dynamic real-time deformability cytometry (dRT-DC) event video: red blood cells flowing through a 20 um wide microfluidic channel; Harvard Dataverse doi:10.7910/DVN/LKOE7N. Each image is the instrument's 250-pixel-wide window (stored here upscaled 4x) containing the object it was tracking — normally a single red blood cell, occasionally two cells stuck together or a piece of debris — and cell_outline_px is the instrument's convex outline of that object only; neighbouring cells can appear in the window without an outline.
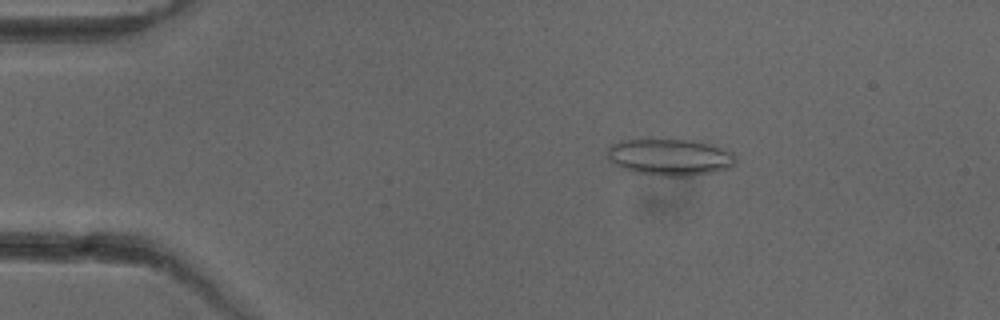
{"species": "common noctule bat (a hibernating species)", "species_latin": "Nyctalus noctula", "temperature_condition": "cold", "stored_images_in_passage": 51, "camera_frame_rate_fps": 3000, "um_per_image_px": 0.085, "animal": {"sex": "female"}, "frame": {"image": 1, "passage_image": 9, "time_ms": 2.667, "image_size_px": [1000, 320], "cell_outline_px": [[736, 164], [728, 168], [716, 172], [688, 176], [660, 176], [632, 172], [612, 164], [608, 156], [608, 148], [612, 144], [620, 140], [648, 136], [672, 136], [692, 140], [708, 144], [732, 152], [736, 156]], "centroid_in_image_um": [56.89, 13.3], "position_along_channel_um": 28.1, "area_um2": 28.84}}
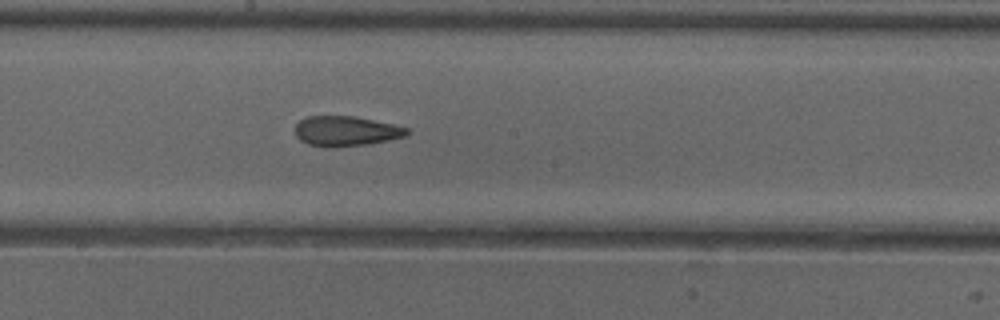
{"frame": {"image": 2, "passage_image": 28, "time_ms": 9.0, "image_size_px": [1000, 320], "cell_outline_px": [[408, 136], [368, 144], [328, 148], [324, 148], [308, 144], [300, 140], [296, 136], [296, 124], [300, 120], [308, 116], [356, 116], [392, 124], [408, 128]], "centroid_in_image_um": [29.4, 11.15], "position_along_channel_um": 218.8, "area_um2": 19.65}}
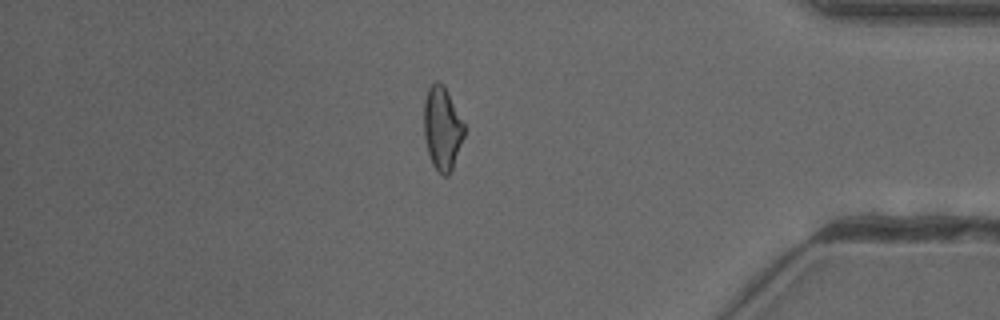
{"frame": {"image": 3, "passage_image": 44, "time_ms": 14.333, "image_size_px": [1000, 320], "cell_outline_px": [[464, 136], [452, 168], [448, 176], [444, 176], [432, 164], [428, 152], [424, 136], [424, 100], [428, 88], [436, 80], [444, 84], [464, 124]], "centroid_in_image_um": [37.57, 10.87], "position_along_channel_um": 397.6, "area_um2": 19.36}, "authors_computed_cell_mechanics": {"area_um2": 20.3456, "velocity_mm_per_s": 3.989, "shape_relaxation_time_tau1_ms": 6.912, "shape_relaxation_time_tau2_ms": 2.3194, "deformation_change_tau1": 0.1431, "deformation_change_tau2": 0.102}}